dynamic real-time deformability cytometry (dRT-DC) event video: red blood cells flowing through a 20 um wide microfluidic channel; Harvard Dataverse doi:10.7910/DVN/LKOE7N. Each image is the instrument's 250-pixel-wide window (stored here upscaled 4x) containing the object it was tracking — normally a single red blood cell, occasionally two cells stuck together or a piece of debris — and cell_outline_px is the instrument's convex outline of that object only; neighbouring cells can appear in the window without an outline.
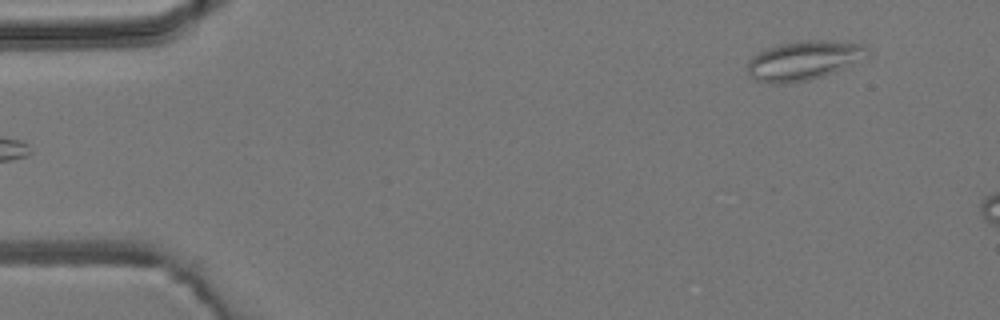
{"species": "common noctule bat (a hibernating species)", "species_latin": "Nyctalus noctula", "temperature_condition": "room temperature", "stored_images_in_passage": 4, "camera_frame_rate_fps": 3000, "um_per_image_px": 0.085, "animal": {"sex": "male", "body_mass_g": 19.2, "forearm_length_mm": 51.8}, "frame": {"image": 1, "passage_image": 4, "time_ms": 3.333, "image_size_px": [1000, 320], "cell_outline_px": [[868, 48], [832, 72], [824, 76], [808, 80], [780, 84], [768, 84], [756, 80], [748, 72], [748, 60], [752, 56], [768, 48], [780, 44], [796, 40], [828, 40], [864, 44]], "centroid_in_image_um": [68.12, 5.13], "position_along_channel_um": 16.9, "area_um2": 26.24}}